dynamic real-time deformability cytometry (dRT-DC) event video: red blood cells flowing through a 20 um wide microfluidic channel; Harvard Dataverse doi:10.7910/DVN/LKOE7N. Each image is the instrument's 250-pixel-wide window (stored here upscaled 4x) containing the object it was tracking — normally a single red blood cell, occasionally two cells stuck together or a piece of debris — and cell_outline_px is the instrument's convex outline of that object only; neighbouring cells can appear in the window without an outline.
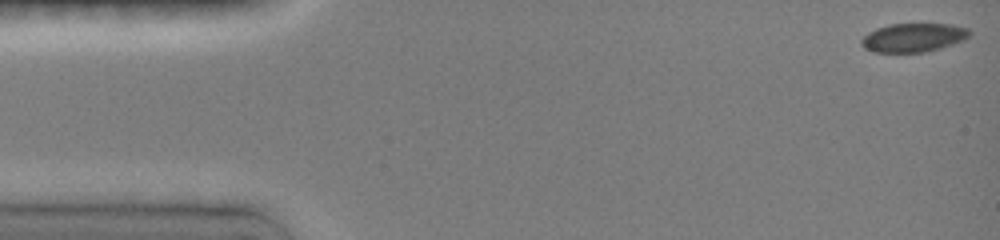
{"species": "common noctule bat (a hibernating species)", "species_latin": "Nyctalus noctula", "temperature_condition": "room temperature", "stored_images_in_passage": 17, "camera_frame_rate_fps": 3000, "um_per_image_px": 0.085, "animal": {"sex": "female", "body_mass_g": 19.0, "forearm_length_mm": 51.5}, "frame": {"image": 1, "passage_image": 1, "time_ms": 0.0, "image_size_px": [1000, 240], "cell_outline_px": [[972, 32], [964, 40], [940, 48], [924, 52], [872, 52], [864, 48], [860, 44], [860, 40], [868, 32], [876, 28], [892, 24], [952, 24], [968, 28]], "centroid_in_image_um": [77.62, 3.19], "position_along_channel_um": 7.4, "area_um2": 18.15}}
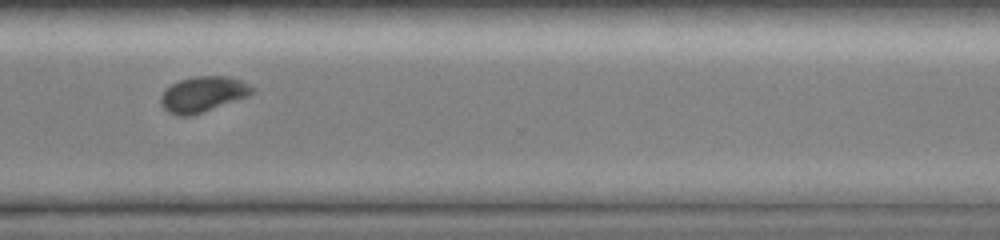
{"frame": {"image": 2, "passage_image": 13, "time_ms": 11.667, "image_size_px": [1000, 240], "cell_outline_px": [[256, 88], [248, 96], [188, 116], [180, 116], [168, 112], [160, 104], [160, 96], [172, 84], [180, 80], [196, 76], [228, 76], [240, 80]], "centroid_in_image_um": [17.24, 7.99], "position_along_channel_um": 353.4, "area_um2": 18.5}}
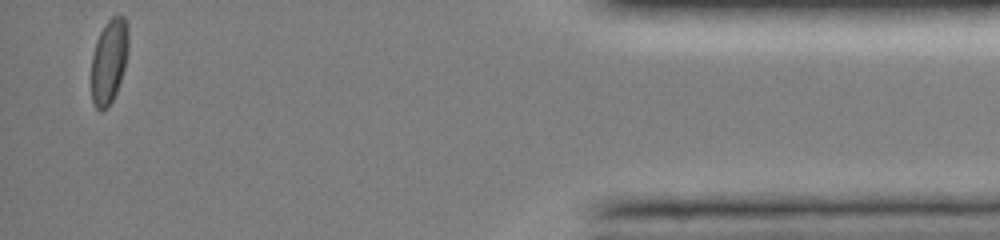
{"frame": {"image": 3, "passage_image": 17, "time_ms": 15.0, "image_size_px": [1000, 240], "cell_outline_px": [[128, 52], [124, 68], [116, 92], [112, 100], [100, 112], [96, 108], [92, 100], [92, 56], [96, 40], [104, 24], [112, 16], [124, 16], [128, 24]], "centroid_in_image_um": [9.27, 5.14], "position_along_channel_um": 425.9, "area_um2": 18.15}, "authors_computed_cell_mechanics": {"area_um2": 18.785, "velocity_mm_per_s": 3.9962, "shape_relaxation_time_tau1_ms": 2.3171, "shape_relaxation_time_tau2_ms": null, "deformation_change_tau1": 0.0672, "deformation_change_tau2": null}}